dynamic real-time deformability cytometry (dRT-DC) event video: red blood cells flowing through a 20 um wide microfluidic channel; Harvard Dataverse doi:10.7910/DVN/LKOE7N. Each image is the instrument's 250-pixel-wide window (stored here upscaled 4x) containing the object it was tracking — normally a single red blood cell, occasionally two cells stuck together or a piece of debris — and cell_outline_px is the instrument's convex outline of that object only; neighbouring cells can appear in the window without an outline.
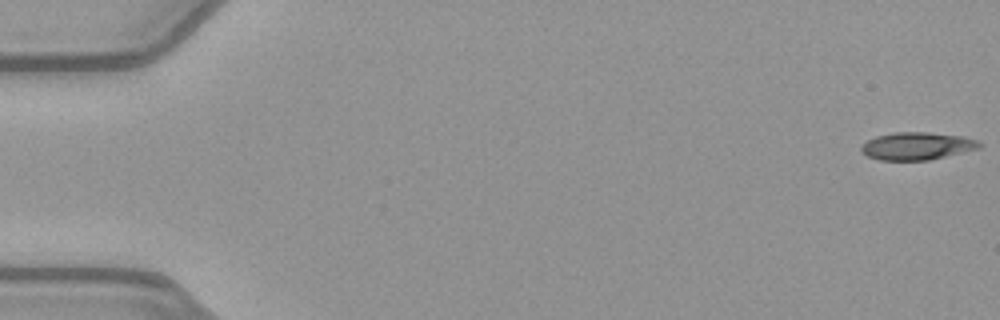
{"species": "common noctule bat (a hibernating species)", "species_latin": "Nyctalus noctula", "temperature_condition": "warm", "stored_images_in_passage": 52, "camera_frame_rate_fps": 3000, "um_per_image_px": 0.085, "animal": {"sex": "female", "body_mass_g": 21.9}, "frame": {"image": 1, "passage_image": 1, "time_ms": 0.0, "image_size_px": [1000, 320], "cell_outline_px": [[984, 144], [980, 148], [928, 160], [880, 160], [868, 156], [860, 152], [860, 144], [876, 136], [896, 132], [928, 132], [964, 136], [976, 140]], "centroid_in_image_um": [77.93, 12.4], "position_along_channel_um": 7.1, "area_um2": 19.07}}
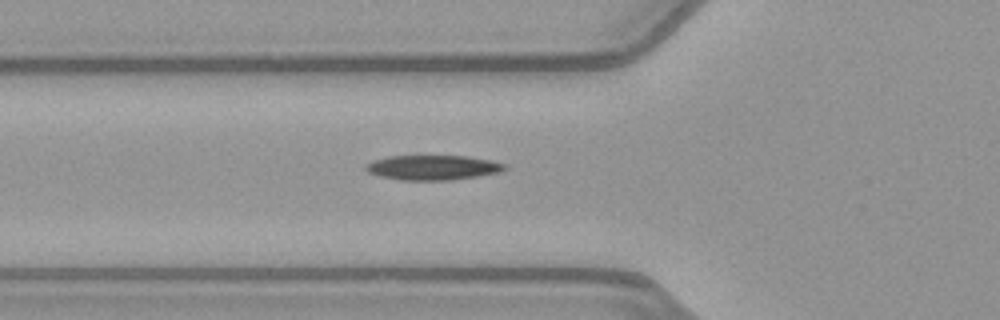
{"frame": {"image": 2, "passage_image": 19, "time_ms": 6.0, "image_size_px": [1000, 320], "cell_outline_px": [[508, 168], [500, 172], [452, 180], [400, 180], [380, 176], [368, 172], [364, 168], [364, 164], [372, 160], [388, 156], [464, 156], [488, 160], [508, 164]], "centroid_in_image_um": [36.76, 14.24], "position_along_channel_um": 89.0, "area_um2": 20.11}}
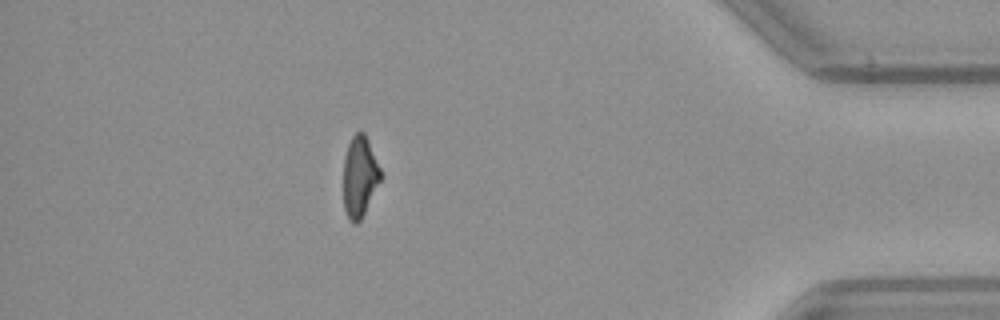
{"frame": {"image": 3, "passage_image": 46, "time_ms": 15.0, "image_size_px": [1000, 320], "cell_outline_px": [[380, 180], [360, 220], [356, 224], [352, 224], [348, 220], [344, 208], [344, 156], [348, 144], [352, 136], [356, 132], [364, 132], [368, 140], [380, 168]], "centroid_in_image_um": [30.54, 15.01], "position_along_channel_um": 404.7, "area_um2": 17.22}, "authors_computed_cell_mechanics": {"area_um2": 19.3919, "velocity_mm_per_s": 4.0036, "shape_relaxation_time_tau1_ms": 10.0887, "shape_relaxation_time_tau2_ms": null, "deformation_change_tau1": 0.2491, "deformation_change_tau2": null}}